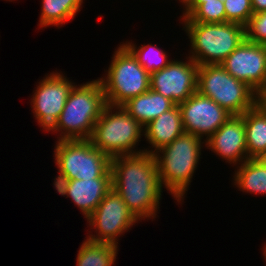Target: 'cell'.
<instances>
[{
	"label": "cell",
	"mask_w": 266,
	"mask_h": 266,
	"mask_svg": "<svg viewBox=\"0 0 266 266\" xmlns=\"http://www.w3.org/2000/svg\"><path fill=\"white\" fill-rule=\"evenodd\" d=\"M112 188L140 221L155 220L163 193L154 154L141 152L111 158Z\"/></svg>",
	"instance_id": "obj_1"
},
{
	"label": "cell",
	"mask_w": 266,
	"mask_h": 266,
	"mask_svg": "<svg viewBox=\"0 0 266 266\" xmlns=\"http://www.w3.org/2000/svg\"><path fill=\"white\" fill-rule=\"evenodd\" d=\"M203 147H206L205 140L184 132L154 153L161 186L177 205H182L187 197L185 195L199 167Z\"/></svg>",
	"instance_id": "obj_2"
},
{
	"label": "cell",
	"mask_w": 266,
	"mask_h": 266,
	"mask_svg": "<svg viewBox=\"0 0 266 266\" xmlns=\"http://www.w3.org/2000/svg\"><path fill=\"white\" fill-rule=\"evenodd\" d=\"M107 105L100 80L77 83L70 91L55 125L48 131L56 133L57 141L89 139L96 121Z\"/></svg>",
	"instance_id": "obj_3"
},
{
	"label": "cell",
	"mask_w": 266,
	"mask_h": 266,
	"mask_svg": "<svg viewBox=\"0 0 266 266\" xmlns=\"http://www.w3.org/2000/svg\"><path fill=\"white\" fill-rule=\"evenodd\" d=\"M189 39L188 56L199 66L221 64L245 39L236 23L179 22Z\"/></svg>",
	"instance_id": "obj_4"
},
{
	"label": "cell",
	"mask_w": 266,
	"mask_h": 266,
	"mask_svg": "<svg viewBox=\"0 0 266 266\" xmlns=\"http://www.w3.org/2000/svg\"><path fill=\"white\" fill-rule=\"evenodd\" d=\"M144 127L122 106L106 105L96 121L89 140L110 158L144 152L139 143Z\"/></svg>",
	"instance_id": "obj_5"
},
{
	"label": "cell",
	"mask_w": 266,
	"mask_h": 266,
	"mask_svg": "<svg viewBox=\"0 0 266 266\" xmlns=\"http://www.w3.org/2000/svg\"><path fill=\"white\" fill-rule=\"evenodd\" d=\"M102 76L97 78L102 84L106 103L111 106H121L150 89V74L122 42L115 48Z\"/></svg>",
	"instance_id": "obj_6"
},
{
	"label": "cell",
	"mask_w": 266,
	"mask_h": 266,
	"mask_svg": "<svg viewBox=\"0 0 266 266\" xmlns=\"http://www.w3.org/2000/svg\"><path fill=\"white\" fill-rule=\"evenodd\" d=\"M197 92L231 115H242L262 98L247 83L234 78L220 64L198 66Z\"/></svg>",
	"instance_id": "obj_7"
},
{
	"label": "cell",
	"mask_w": 266,
	"mask_h": 266,
	"mask_svg": "<svg viewBox=\"0 0 266 266\" xmlns=\"http://www.w3.org/2000/svg\"><path fill=\"white\" fill-rule=\"evenodd\" d=\"M54 163L58 170L54 180L112 177L111 158L92 145L89 139L55 141Z\"/></svg>",
	"instance_id": "obj_8"
},
{
	"label": "cell",
	"mask_w": 266,
	"mask_h": 266,
	"mask_svg": "<svg viewBox=\"0 0 266 266\" xmlns=\"http://www.w3.org/2000/svg\"><path fill=\"white\" fill-rule=\"evenodd\" d=\"M86 220L90 229H87L89 231L85 238L117 245L123 234L131 230L133 225L140 223L113 188Z\"/></svg>",
	"instance_id": "obj_9"
},
{
	"label": "cell",
	"mask_w": 266,
	"mask_h": 266,
	"mask_svg": "<svg viewBox=\"0 0 266 266\" xmlns=\"http://www.w3.org/2000/svg\"><path fill=\"white\" fill-rule=\"evenodd\" d=\"M59 69L46 73L30 97L33 118L44 133L55 125L76 82ZM70 79V80H69Z\"/></svg>",
	"instance_id": "obj_10"
},
{
	"label": "cell",
	"mask_w": 266,
	"mask_h": 266,
	"mask_svg": "<svg viewBox=\"0 0 266 266\" xmlns=\"http://www.w3.org/2000/svg\"><path fill=\"white\" fill-rule=\"evenodd\" d=\"M184 59H173L163 69L150 74V88L176 105L197 92L199 65L187 54Z\"/></svg>",
	"instance_id": "obj_11"
},
{
	"label": "cell",
	"mask_w": 266,
	"mask_h": 266,
	"mask_svg": "<svg viewBox=\"0 0 266 266\" xmlns=\"http://www.w3.org/2000/svg\"><path fill=\"white\" fill-rule=\"evenodd\" d=\"M234 78L266 95V46L244 40L221 64Z\"/></svg>",
	"instance_id": "obj_12"
},
{
	"label": "cell",
	"mask_w": 266,
	"mask_h": 266,
	"mask_svg": "<svg viewBox=\"0 0 266 266\" xmlns=\"http://www.w3.org/2000/svg\"><path fill=\"white\" fill-rule=\"evenodd\" d=\"M178 106L184 131L205 141L232 116L215 101L199 92H195Z\"/></svg>",
	"instance_id": "obj_13"
},
{
	"label": "cell",
	"mask_w": 266,
	"mask_h": 266,
	"mask_svg": "<svg viewBox=\"0 0 266 266\" xmlns=\"http://www.w3.org/2000/svg\"><path fill=\"white\" fill-rule=\"evenodd\" d=\"M211 150L231 167H236L248 158L246 147V130L241 115L230 118L206 140L205 150ZM218 155V156H217Z\"/></svg>",
	"instance_id": "obj_14"
},
{
	"label": "cell",
	"mask_w": 266,
	"mask_h": 266,
	"mask_svg": "<svg viewBox=\"0 0 266 266\" xmlns=\"http://www.w3.org/2000/svg\"><path fill=\"white\" fill-rule=\"evenodd\" d=\"M53 186L58 194L71 199L86 220L112 189V177L54 180Z\"/></svg>",
	"instance_id": "obj_15"
},
{
	"label": "cell",
	"mask_w": 266,
	"mask_h": 266,
	"mask_svg": "<svg viewBox=\"0 0 266 266\" xmlns=\"http://www.w3.org/2000/svg\"><path fill=\"white\" fill-rule=\"evenodd\" d=\"M181 110L178 105L162 113L144 127V140L149 146L144 152L154 154L184 133Z\"/></svg>",
	"instance_id": "obj_16"
},
{
	"label": "cell",
	"mask_w": 266,
	"mask_h": 266,
	"mask_svg": "<svg viewBox=\"0 0 266 266\" xmlns=\"http://www.w3.org/2000/svg\"><path fill=\"white\" fill-rule=\"evenodd\" d=\"M241 116L245 123L248 158L261 159L266 154V102L261 99Z\"/></svg>",
	"instance_id": "obj_17"
},
{
	"label": "cell",
	"mask_w": 266,
	"mask_h": 266,
	"mask_svg": "<svg viewBox=\"0 0 266 266\" xmlns=\"http://www.w3.org/2000/svg\"><path fill=\"white\" fill-rule=\"evenodd\" d=\"M175 105L172 100L150 88L146 93L130 98L121 106L131 117L145 127L149 122L172 109Z\"/></svg>",
	"instance_id": "obj_18"
},
{
	"label": "cell",
	"mask_w": 266,
	"mask_h": 266,
	"mask_svg": "<svg viewBox=\"0 0 266 266\" xmlns=\"http://www.w3.org/2000/svg\"><path fill=\"white\" fill-rule=\"evenodd\" d=\"M232 185L244 194L266 196V165L261 159H247L234 168Z\"/></svg>",
	"instance_id": "obj_19"
},
{
	"label": "cell",
	"mask_w": 266,
	"mask_h": 266,
	"mask_svg": "<svg viewBox=\"0 0 266 266\" xmlns=\"http://www.w3.org/2000/svg\"><path fill=\"white\" fill-rule=\"evenodd\" d=\"M85 0H41L38 28L64 26L73 20L84 7Z\"/></svg>",
	"instance_id": "obj_20"
},
{
	"label": "cell",
	"mask_w": 266,
	"mask_h": 266,
	"mask_svg": "<svg viewBox=\"0 0 266 266\" xmlns=\"http://www.w3.org/2000/svg\"><path fill=\"white\" fill-rule=\"evenodd\" d=\"M118 251L117 244L94 242L86 238L77 251L76 266H113Z\"/></svg>",
	"instance_id": "obj_21"
},
{
	"label": "cell",
	"mask_w": 266,
	"mask_h": 266,
	"mask_svg": "<svg viewBox=\"0 0 266 266\" xmlns=\"http://www.w3.org/2000/svg\"><path fill=\"white\" fill-rule=\"evenodd\" d=\"M123 40V44L137 58L138 63L149 73L158 71L166 67L173 59L169 57V53L158 47V45L148 43L138 45L132 40Z\"/></svg>",
	"instance_id": "obj_22"
},
{
	"label": "cell",
	"mask_w": 266,
	"mask_h": 266,
	"mask_svg": "<svg viewBox=\"0 0 266 266\" xmlns=\"http://www.w3.org/2000/svg\"><path fill=\"white\" fill-rule=\"evenodd\" d=\"M179 22L225 23L226 11L221 0L200 4L188 17H179Z\"/></svg>",
	"instance_id": "obj_23"
},
{
	"label": "cell",
	"mask_w": 266,
	"mask_h": 266,
	"mask_svg": "<svg viewBox=\"0 0 266 266\" xmlns=\"http://www.w3.org/2000/svg\"><path fill=\"white\" fill-rule=\"evenodd\" d=\"M226 22L246 26L253 15L251 0H226L224 1Z\"/></svg>",
	"instance_id": "obj_24"
},
{
	"label": "cell",
	"mask_w": 266,
	"mask_h": 266,
	"mask_svg": "<svg viewBox=\"0 0 266 266\" xmlns=\"http://www.w3.org/2000/svg\"><path fill=\"white\" fill-rule=\"evenodd\" d=\"M246 40L266 46V11L253 14L245 26Z\"/></svg>",
	"instance_id": "obj_25"
},
{
	"label": "cell",
	"mask_w": 266,
	"mask_h": 266,
	"mask_svg": "<svg viewBox=\"0 0 266 266\" xmlns=\"http://www.w3.org/2000/svg\"><path fill=\"white\" fill-rule=\"evenodd\" d=\"M214 0H186L180 7L182 14L179 17H188L200 4Z\"/></svg>",
	"instance_id": "obj_26"
},
{
	"label": "cell",
	"mask_w": 266,
	"mask_h": 266,
	"mask_svg": "<svg viewBox=\"0 0 266 266\" xmlns=\"http://www.w3.org/2000/svg\"><path fill=\"white\" fill-rule=\"evenodd\" d=\"M253 14L266 11V0H251Z\"/></svg>",
	"instance_id": "obj_27"
},
{
	"label": "cell",
	"mask_w": 266,
	"mask_h": 266,
	"mask_svg": "<svg viewBox=\"0 0 266 266\" xmlns=\"http://www.w3.org/2000/svg\"><path fill=\"white\" fill-rule=\"evenodd\" d=\"M262 255H263V258H264V260H265V262L264 263H266V243H264V247H263V249H262ZM265 266H266V264H265Z\"/></svg>",
	"instance_id": "obj_28"
},
{
	"label": "cell",
	"mask_w": 266,
	"mask_h": 266,
	"mask_svg": "<svg viewBox=\"0 0 266 266\" xmlns=\"http://www.w3.org/2000/svg\"><path fill=\"white\" fill-rule=\"evenodd\" d=\"M261 160L264 162V164L266 165V154L261 158Z\"/></svg>",
	"instance_id": "obj_29"
},
{
	"label": "cell",
	"mask_w": 266,
	"mask_h": 266,
	"mask_svg": "<svg viewBox=\"0 0 266 266\" xmlns=\"http://www.w3.org/2000/svg\"><path fill=\"white\" fill-rule=\"evenodd\" d=\"M186 0H180V5H182Z\"/></svg>",
	"instance_id": "obj_30"
},
{
	"label": "cell",
	"mask_w": 266,
	"mask_h": 266,
	"mask_svg": "<svg viewBox=\"0 0 266 266\" xmlns=\"http://www.w3.org/2000/svg\"><path fill=\"white\" fill-rule=\"evenodd\" d=\"M4 1L13 2V1H18V0H4Z\"/></svg>",
	"instance_id": "obj_31"
},
{
	"label": "cell",
	"mask_w": 266,
	"mask_h": 266,
	"mask_svg": "<svg viewBox=\"0 0 266 266\" xmlns=\"http://www.w3.org/2000/svg\"><path fill=\"white\" fill-rule=\"evenodd\" d=\"M262 99L266 102V95Z\"/></svg>",
	"instance_id": "obj_32"
}]
</instances>
